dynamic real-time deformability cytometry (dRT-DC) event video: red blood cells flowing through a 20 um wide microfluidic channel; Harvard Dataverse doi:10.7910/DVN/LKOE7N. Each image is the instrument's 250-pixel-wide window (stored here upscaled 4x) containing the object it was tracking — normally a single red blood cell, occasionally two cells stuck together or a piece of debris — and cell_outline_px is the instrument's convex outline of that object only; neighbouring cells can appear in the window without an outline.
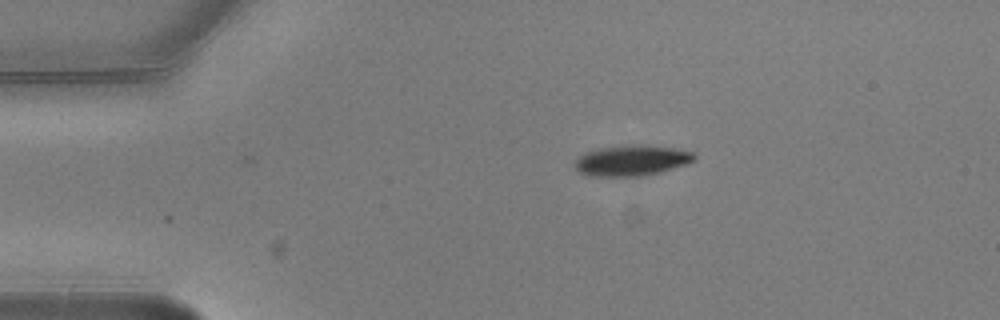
{"species": "common noctule bat (a hibernating species)", "species_latin": "Nyctalus noctula", "temperature_condition": "warm", "stored_images_in_passage": 2, "camera_frame_rate_fps": 3000, "um_per_image_px": 0.085, "animal": {"sex": "male", "body_mass_g": 20.5, "forearm_length_mm": 52.5}, "frame": {"image": 1, "passage_image": 2, "time_ms": 0.333, "image_size_px": [1000, 320], "cell_outline_px": [[696, 160], [688, 164], [660, 172], [640, 176], [588, 176], [580, 172], [576, 168], [576, 160], [580, 156], [588, 152], [600, 148], [672, 148], [692, 152], [696, 156]], "centroid_in_image_um": [53.71, 13.71], "position_along_channel_um": 31.3, "area_um2": 20.0}}